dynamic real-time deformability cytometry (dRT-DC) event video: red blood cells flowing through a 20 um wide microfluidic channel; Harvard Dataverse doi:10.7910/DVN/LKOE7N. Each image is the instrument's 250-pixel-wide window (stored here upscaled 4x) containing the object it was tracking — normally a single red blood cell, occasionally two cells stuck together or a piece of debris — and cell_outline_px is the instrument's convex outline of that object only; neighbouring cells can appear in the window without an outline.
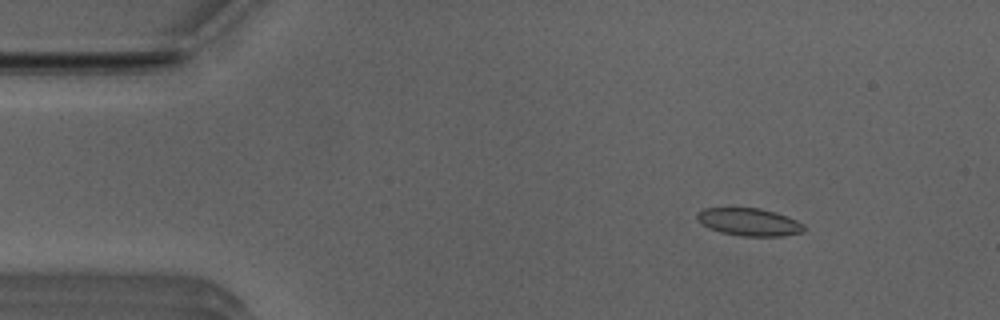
{"species": "Egyptian fruit bat (a non-hibernating species)", "species_latin": "Rousettus aegyptiacus", "temperature_condition": "room temperature", "stored_images_in_passage": 11, "camera_frame_rate_fps": 3000, "um_per_image_px": 0.085, "animal": {"sex": "male"}, "frame": {"image": 1, "passage_image": 6, "time_ms": 1.667, "image_size_px": [1000, 320], "cell_outline_px": [[804, 232], [780, 236], [744, 236], [720, 232], [708, 228], [696, 216], [704, 208], [760, 208], [776, 212], [796, 220], [804, 224]], "centroid_in_image_um": [63.71, 18.87], "position_along_channel_um": 21.3, "area_um2": 16.99}}